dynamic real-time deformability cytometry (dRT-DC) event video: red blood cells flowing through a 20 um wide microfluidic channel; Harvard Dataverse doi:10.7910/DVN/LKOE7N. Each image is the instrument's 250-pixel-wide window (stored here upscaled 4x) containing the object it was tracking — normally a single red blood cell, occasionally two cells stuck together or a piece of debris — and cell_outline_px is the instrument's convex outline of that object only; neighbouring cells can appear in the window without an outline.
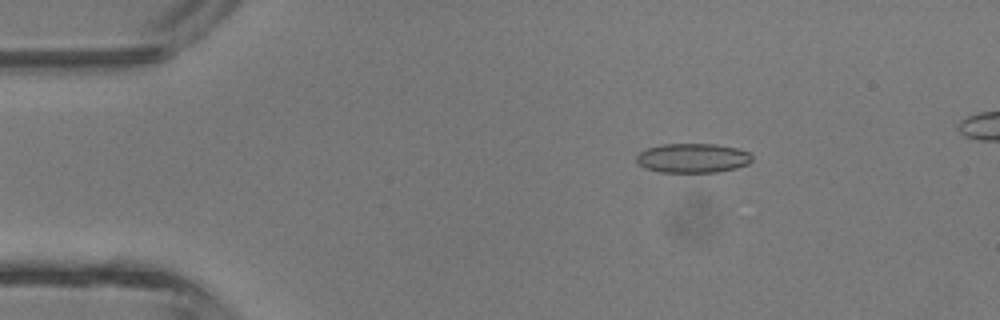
{"species": "common noctule bat (a hibernating species)", "species_latin": "Nyctalus noctula", "temperature_condition": "room temperature", "stored_images_in_passage": 5, "camera_frame_rate_fps": 3000, "um_per_image_px": 0.085, "animal": {"sex": "male", "body_mass_g": 13.3}, "frame": {"image": 1, "passage_image": 3, "time_ms": 2.333, "image_size_px": [1000, 320], "cell_outline_px": [[752, 160], [748, 164], [736, 168], [716, 172], [660, 172], [644, 168], [636, 160], [636, 156], [644, 148], [664, 144], [716, 144], [736, 148], [748, 152], [752, 156]], "centroid_in_image_um": [58.86, 13.43], "position_along_channel_um": 26.1, "area_um2": 19.83}}